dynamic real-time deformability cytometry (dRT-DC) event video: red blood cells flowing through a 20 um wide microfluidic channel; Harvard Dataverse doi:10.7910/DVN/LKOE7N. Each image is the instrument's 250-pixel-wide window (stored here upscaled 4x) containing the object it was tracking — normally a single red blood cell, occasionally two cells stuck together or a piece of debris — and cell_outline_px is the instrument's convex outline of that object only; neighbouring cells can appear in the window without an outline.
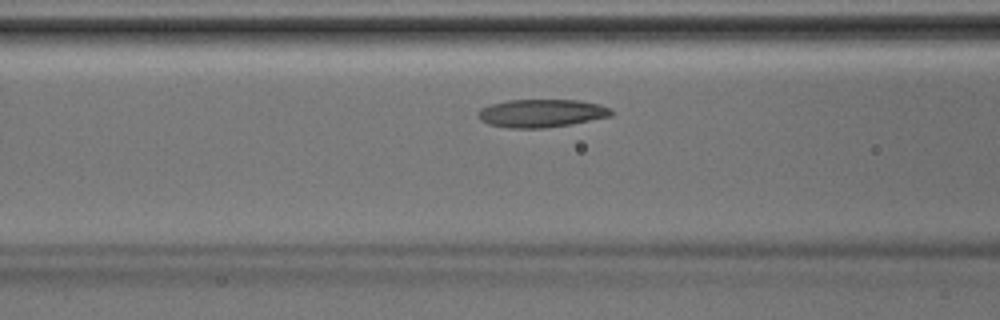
{"species": "Egyptian fruit bat (a non-hibernating species)", "species_latin": "Rousettus aegyptiacus", "temperature_condition": "room temperature", "stored_images_in_passage": 31, "camera_frame_rate_fps": 3000, "um_per_image_px": 0.085, "animal": {"sex": "male"}, "frame": {"image": 1, "passage_image": 5, "time_ms": 1.333, "image_size_px": [1000, 320], "cell_outline_px": [[612, 116], [568, 124], [544, 128], [508, 128], [488, 124], [480, 120], [476, 112], [480, 108], [492, 104], [508, 100], [580, 100], [600, 104], [608, 108], [612, 112]], "centroid_in_image_um": [45.97, 9.62], "position_along_channel_um": 120.6, "area_um2": 21.68}}
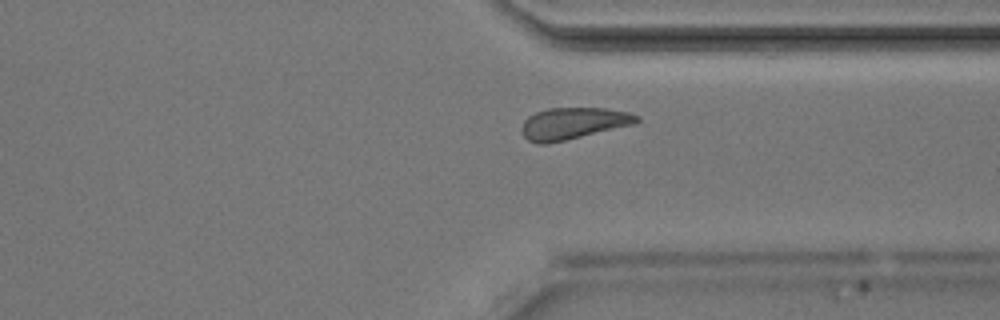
{"frame": {"image": 2, "passage_image": 20, "time_ms": 6.333, "image_size_px": [1000, 320], "cell_outline_px": [[640, 120], [636, 124], [548, 144], [536, 144], [528, 140], [520, 132], [520, 128], [524, 120], [528, 116], [536, 112], [548, 108], [604, 108], [628, 112], [640, 116]], "centroid_in_image_um": [48.7, 10.49], "position_along_channel_um": 362.7, "area_um2": 21.5}}
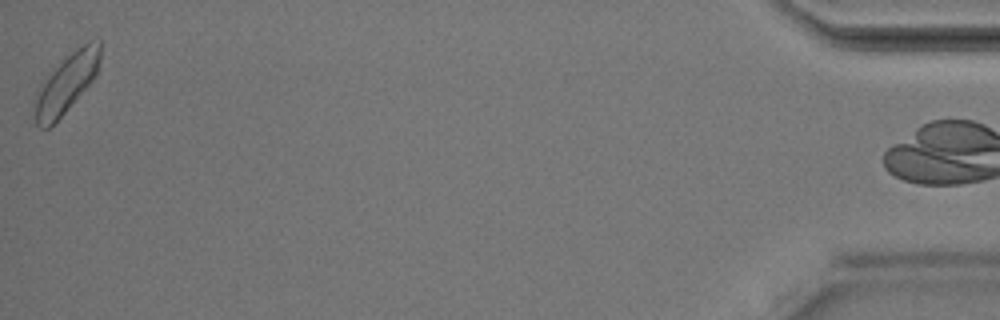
{"frame": {"image": 3, "passage_image": 30, "time_ms": 9.667, "image_size_px": [1000, 320], "cell_outline_px": [[100, 60], [96, 72], [92, 80], [64, 112], [48, 128], [40, 128], [36, 124], [32, 108], [36, 92], [40, 84], [76, 48], [100, 36]], "centroid_in_image_um": [5.61, 7.09], "position_along_channel_um": 429.6, "area_um2": 21.91}}